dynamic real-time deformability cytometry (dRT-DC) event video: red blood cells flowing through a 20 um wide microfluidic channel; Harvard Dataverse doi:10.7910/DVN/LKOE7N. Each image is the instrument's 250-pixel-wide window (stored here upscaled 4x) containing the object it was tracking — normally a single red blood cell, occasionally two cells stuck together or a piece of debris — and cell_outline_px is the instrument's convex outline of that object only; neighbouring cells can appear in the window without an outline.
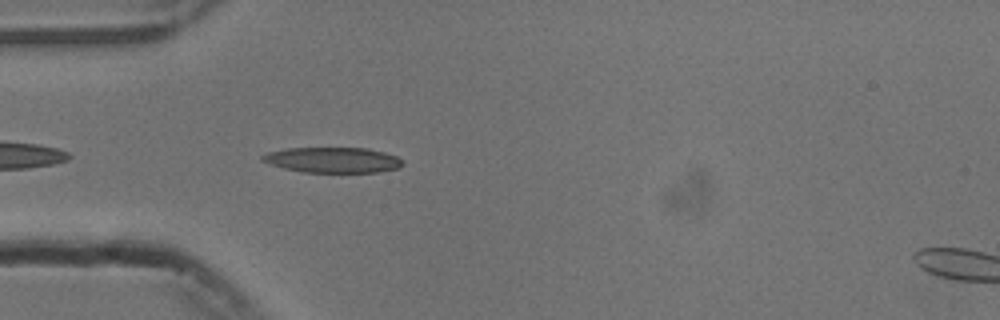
{"species": "common noctule bat (a hibernating species)", "species_latin": "Nyctalus noctula", "temperature_condition": "cold", "stored_images_in_passage": 37, "camera_frame_rate_fps": 3000, "um_per_image_px": 0.085, "animal": {"sex": "male", "body_mass_g": 13.3}, "frame": {"image": 1, "passage_image": 3, "time_ms": 0.667, "image_size_px": [1000, 320], "cell_outline_px": [[404, 164], [400, 168], [376, 172], [300, 172], [284, 168], [260, 160], [260, 156], [268, 152], [288, 148], [368, 148], [384, 152], [396, 156]], "centroid_in_image_um": [28.28, 13.6], "position_along_channel_um": 56.7, "area_um2": 20.75}}
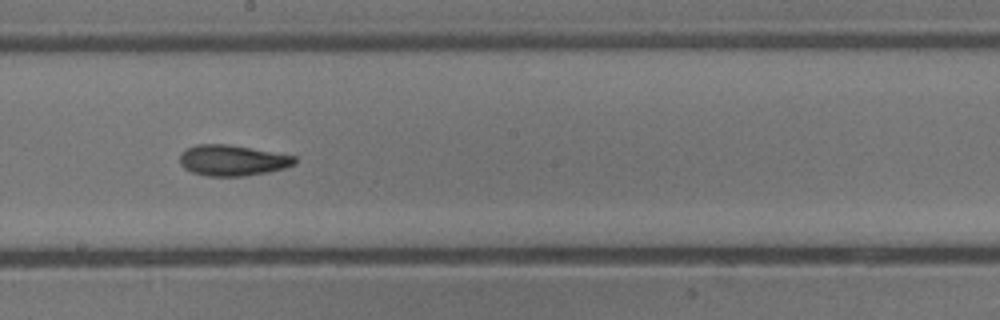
{"frame": {"image": 2, "passage_image": 17, "time_ms": 5.333, "image_size_px": [1000, 320], "cell_outline_px": [[296, 164], [284, 168], [268, 172], [244, 176], [208, 176], [192, 172], [184, 168], [180, 164], [180, 156], [188, 148], [196, 144], [224, 144], [296, 156]], "centroid_in_image_um": [19.76, 13.64], "position_along_channel_um": 228.4, "area_um2": 20.35}}
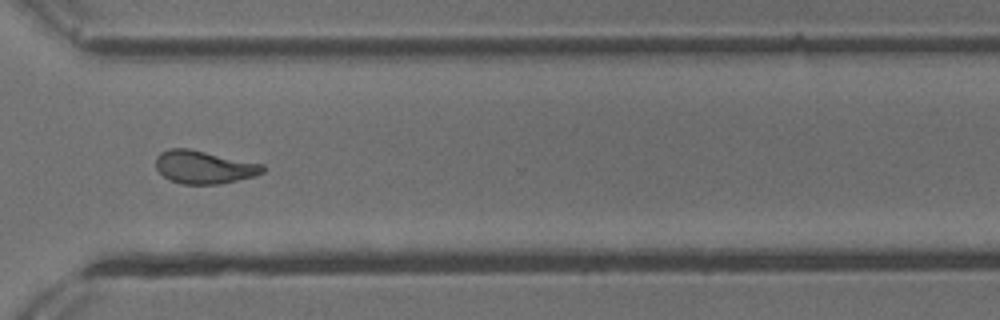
{"frame": {"image": 3, "passage_image": 27, "time_ms": 8.667, "image_size_px": [1000, 320], "cell_outline_px": [[264, 172], [252, 176], [220, 184], [180, 184], [168, 180], [156, 168], [156, 156], [160, 152], [168, 148], [188, 148], [264, 164]], "centroid_in_image_um": [17.3, 14.2], "position_along_channel_um": 353.3, "area_um2": 20.58}, "authors_computed_cell_mechanics": {"area_um2": 20.1722, "velocity_mm_per_s": 3.7561, "shape_relaxation_time_tau1_ms": 5.2688, "shape_relaxation_time_tau2_ms": 2.9802, "deformation_change_tau1": 0.1881, "deformation_change_tau2": 0.1045}}